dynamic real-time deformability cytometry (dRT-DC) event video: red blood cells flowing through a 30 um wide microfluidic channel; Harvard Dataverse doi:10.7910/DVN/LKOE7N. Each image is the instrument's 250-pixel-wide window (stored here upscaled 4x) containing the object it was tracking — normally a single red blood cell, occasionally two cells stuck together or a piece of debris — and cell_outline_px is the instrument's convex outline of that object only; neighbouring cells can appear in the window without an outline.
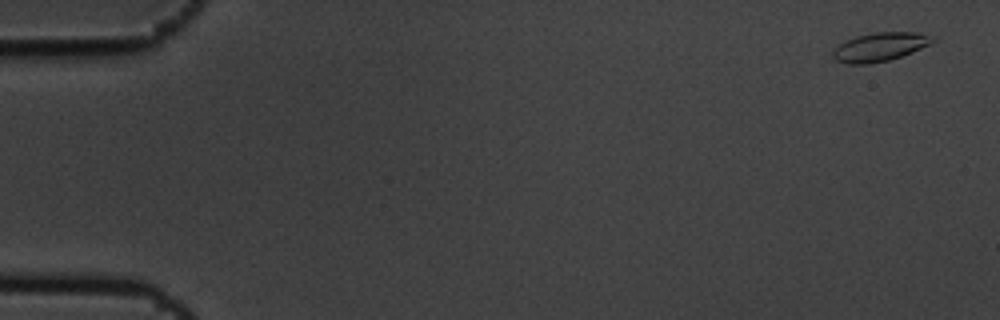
{"species": "common noctule bat (a hibernating species)", "species_latin": "Nyctalus noctula", "temperature_condition": "cold", "stored_images_in_passage": 5, "camera_frame_rate_fps": 3000, "um_per_image_px": 0.085, "animal": {"sex": "male", "body_mass_g": 19.5, "forearm_length_mm": 54.6}, "frame": {"image": 1, "passage_image": 1, "time_ms": 0.0, "image_size_px": [1000, 320], "cell_outline_px": [[936, 40], [912, 52], [888, 60], [868, 64], [848, 64], [836, 60], [832, 56], [832, 52], [840, 44], [856, 36], [876, 32], [920, 32], [936, 36]], "centroid_in_image_um": [74.82, 3.98], "position_along_channel_um": 10.2, "area_um2": 16.53}}
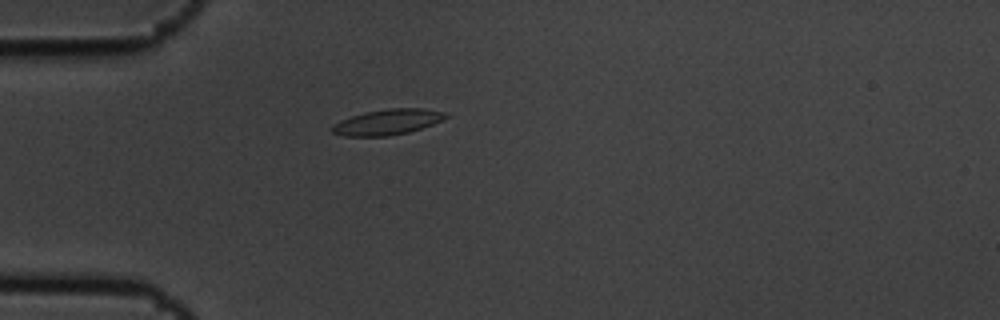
{"frame": {"image": 2, "passage_image": 5, "time_ms": 1.333, "image_size_px": [1000, 320], "cell_outline_px": [[448, 116], [432, 124], [408, 132], [388, 136], [344, 136], [332, 132], [328, 128], [332, 124], [340, 120], [364, 112], [388, 108], [424, 108], [444, 112]], "centroid_in_image_um": [32.86, 10.37], "position_along_channel_um": 52.1, "area_um2": 16.88}}